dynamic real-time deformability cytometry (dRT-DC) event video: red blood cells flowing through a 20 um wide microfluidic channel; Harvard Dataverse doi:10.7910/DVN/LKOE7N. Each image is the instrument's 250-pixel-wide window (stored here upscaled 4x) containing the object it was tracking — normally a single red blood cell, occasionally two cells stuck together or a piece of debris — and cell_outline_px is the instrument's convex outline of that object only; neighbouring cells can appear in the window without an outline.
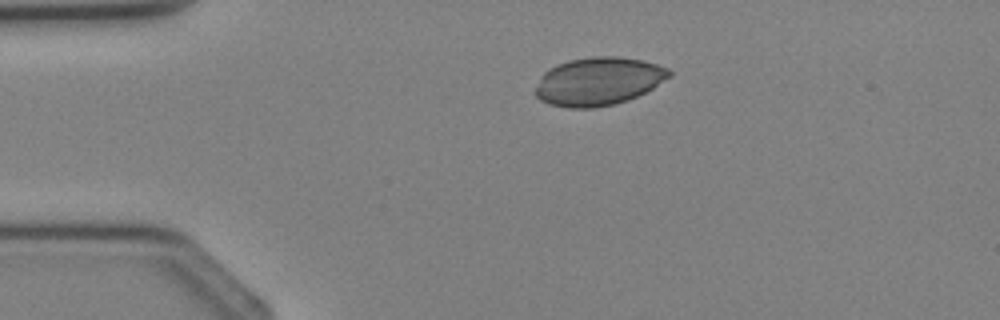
{"species": "Egyptian fruit bat (a non-hibernating species)", "species_latin": "Rousettus aegyptiacus", "temperature_condition": "cold", "stored_images_in_passage": 2, "camera_frame_rate_fps": 3000, "um_per_image_px": 0.085, "animal": {"sex": "female"}, "frame": {"image": 1, "passage_image": 1, "time_ms": 0.0, "image_size_px": [1000, 320], "cell_outline_px": [[672, 76], [652, 88], [628, 100], [616, 104], [596, 108], [568, 108], [548, 104], [540, 100], [532, 92], [540, 76], [548, 68], [556, 64], [568, 60], [592, 56], [616, 56], [640, 60], [656, 64], [668, 68], [672, 72]], "centroid_in_image_um": [50.81, 6.92], "position_along_channel_um": 34.2, "area_um2": 37.97}}